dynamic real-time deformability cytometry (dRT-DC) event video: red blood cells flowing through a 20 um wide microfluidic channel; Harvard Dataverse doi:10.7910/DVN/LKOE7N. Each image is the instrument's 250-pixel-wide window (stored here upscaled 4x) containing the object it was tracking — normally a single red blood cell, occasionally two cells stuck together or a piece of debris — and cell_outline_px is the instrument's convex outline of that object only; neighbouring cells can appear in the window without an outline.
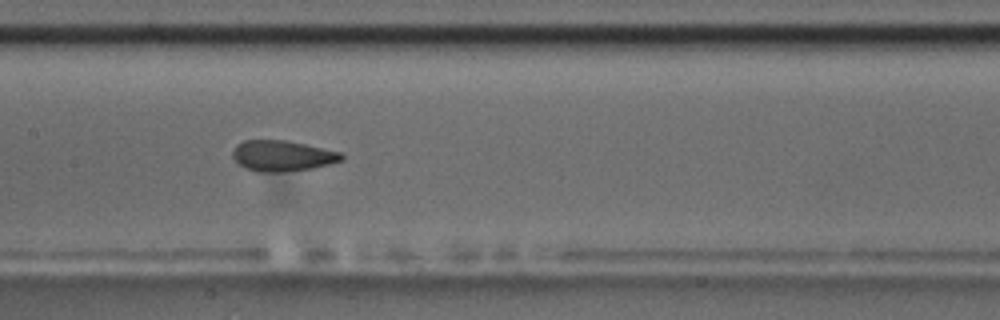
{"species": "common noctule bat (a hibernating species)", "species_latin": "Nyctalus noctula", "temperature_condition": "room temperature", "stored_images_in_passage": 15, "camera_frame_rate_fps": 3000, "um_per_image_px": 0.085, "animal": {"sex": "male", "body_mass_g": 17.5, "forearm_length_mm": 52.3}, "frame": {"image": 1, "passage_image": 7, "time_ms": 7.667, "image_size_px": [1000, 320], "cell_outline_px": [[344, 160], [312, 168], [280, 172], [256, 172], [244, 168], [232, 156], [232, 152], [236, 144], [244, 140], [288, 140], [340, 152], [344, 156]], "centroid_in_image_um": [23.98, 13.24], "position_along_channel_um": 183.4, "area_um2": 19.54}, "authors_computed_cell_mechanics": {"area_um2": 20.3456, "velocity_mm_per_s": 3.4736, "shape_relaxation_time_tau1_ms": 4.8885, "shape_relaxation_time_tau2_ms": 1.0495, "deformation_change_tau1": 0.1236, "deformation_change_tau2": 0.0386}}